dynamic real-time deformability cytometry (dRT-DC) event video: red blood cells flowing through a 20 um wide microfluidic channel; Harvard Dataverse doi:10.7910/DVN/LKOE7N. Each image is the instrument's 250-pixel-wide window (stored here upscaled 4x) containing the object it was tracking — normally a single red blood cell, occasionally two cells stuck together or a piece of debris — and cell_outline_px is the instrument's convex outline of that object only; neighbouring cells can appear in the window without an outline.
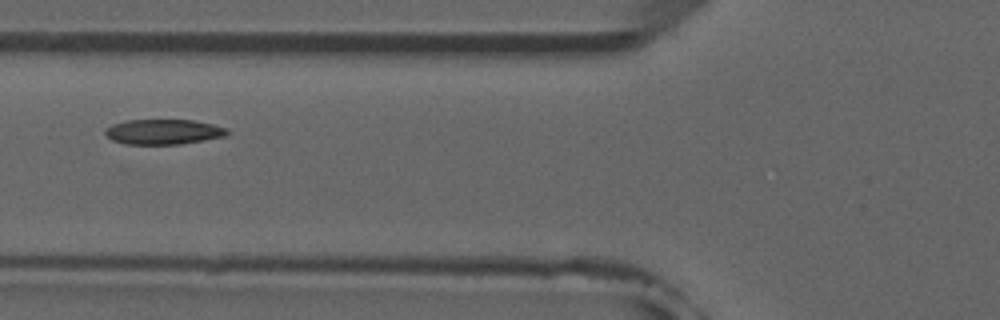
{"species": "common noctule bat (a hibernating species)", "species_latin": "Nyctalus noctula", "temperature_condition": "room temperature", "stored_images_in_passage": 5, "camera_frame_rate_fps": 3000, "um_per_image_px": 0.085, "animal": {"sex": "male", "forearm_length_mm": 52.5}, "frame": {"image": 1, "passage_image": 5, "time_ms": 5.333, "image_size_px": [1000, 320], "cell_outline_px": [[228, 132], [224, 136], [180, 144], [124, 144], [112, 140], [104, 132], [104, 128], [112, 124], [128, 120], [192, 120], [212, 124], [228, 128]], "centroid_in_image_um": [13.85, 11.2], "position_along_channel_um": 112.0, "area_um2": 17.74}}